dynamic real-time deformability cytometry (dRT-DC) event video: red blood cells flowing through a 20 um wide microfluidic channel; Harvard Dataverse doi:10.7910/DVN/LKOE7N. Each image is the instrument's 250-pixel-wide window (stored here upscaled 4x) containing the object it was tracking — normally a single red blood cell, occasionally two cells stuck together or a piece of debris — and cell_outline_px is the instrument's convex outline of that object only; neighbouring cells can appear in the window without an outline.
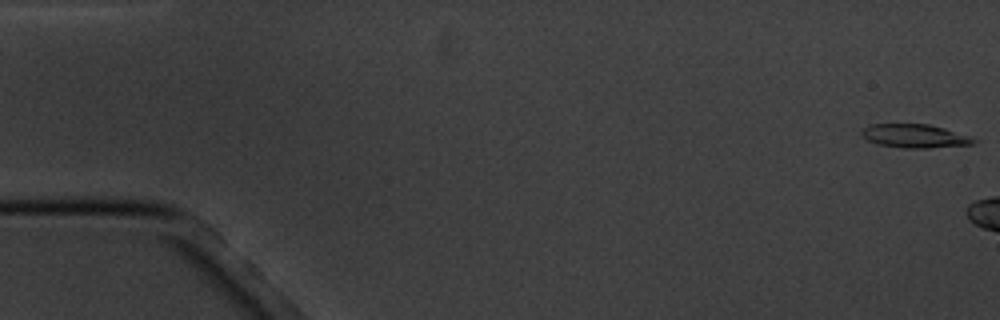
{"species": "common noctule bat (a hibernating species)", "species_latin": "Nyctalus noctula", "temperature_condition": "cold", "stored_images_in_passage": 3, "camera_frame_rate_fps": 3000, "um_per_image_px": 0.085, "animal": {"sex": "male", "body_mass_g": 20.1, "forearm_length_mm": 53.5}, "frame": {"image": 1, "passage_image": 1, "time_ms": 0.0, "image_size_px": [1000, 320], "cell_outline_px": [[976, 144], [928, 148], [904, 148], [876, 144], [868, 140], [860, 132], [864, 128], [872, 124], [928, 124], [944, 128], [972, 136], [976, 140]], "centroid_in_image_um": [77.8, 11.56], "position_along_channel_um": 7.2, "area_um2": 15.43}}